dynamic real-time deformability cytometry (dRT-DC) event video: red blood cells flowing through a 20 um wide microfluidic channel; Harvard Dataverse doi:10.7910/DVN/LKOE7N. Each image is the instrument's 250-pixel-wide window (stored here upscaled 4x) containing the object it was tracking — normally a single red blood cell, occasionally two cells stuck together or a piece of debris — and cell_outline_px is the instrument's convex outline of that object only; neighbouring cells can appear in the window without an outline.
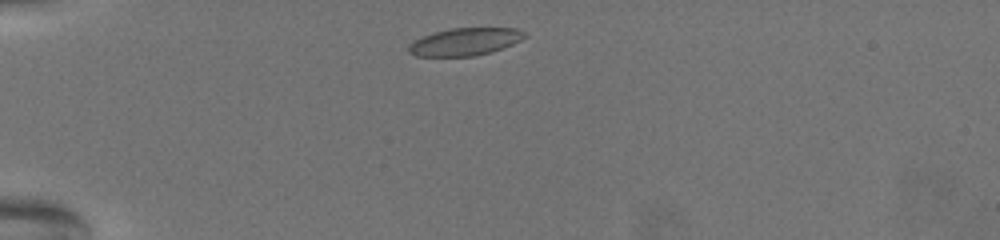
{"species": "common noctule bat (a hibernating species)", "species_latin": "Nyctalus noctula", "temperature_condition": "warm", "stored_images_in_passage": 44, "camera_frame_rate_fps": 3000, "um_per_image_px": 0.085, "animal": {"sex": "female", "body_mass_g": 19.5, "forearm_length_mm": 54.1}, "frame": {"image": 1, "passage_image": 3, "time_ms": 0.667, "image_size_px": [1000, 240], "cell_outline_px": [[528, 36], [512, 44], [492, 52], [476, 56], [416, 56], [408, 52], [408, 44], [424, 36], [436, 32], [452, 28], [516, 28], [524, 32]], "centroid_in_image_um": [39.54, 3.55], "position_along_channel_um": 45.5, "area_um2": 18.5}}
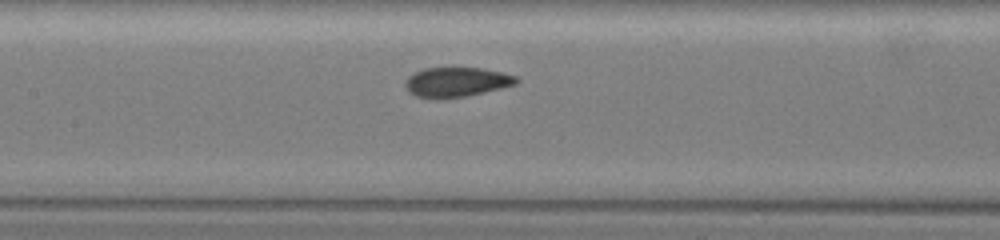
{"frame": {"image": 2, "passage_image": 19, "time_ms": 6.0, "image_size_px": [1000, 240], "cell_outline_px": [[520, 80], [516, 84], [468, 96], [436, 100], [416, 96], [408, 92], [404, 84], [408, 76], [424, 68], [484, 68], [516, 76]], "centroid_in_image_um": [38.77, 6.99], "position_along_channel_um": 168.6, "area_um2": 19.36}}
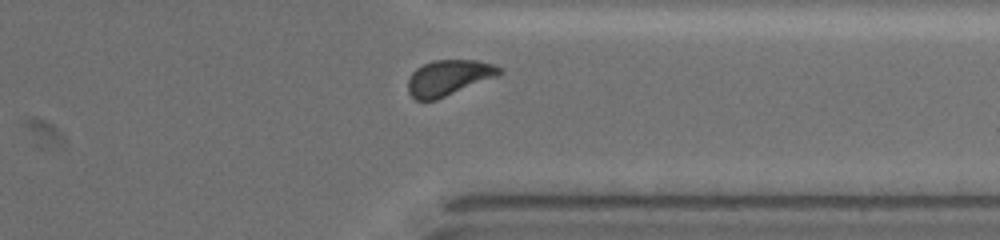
{"frame": {"image": 3, "passage_image": 39, "time_ms": 12.667, "image_size_px": [1000, 240], "cell_outline_px": [[504, 72], [496, 76], [436, 100], [416, 100], [408, 92], [408, 80], [412, 72], [416, 68], [432, 60], [476, 60], [492, 64], [504, 68]], "centroid_in_image_um": [38.13, 6.59], "position_along_channel_um": 373.3, "area_um2": 18.84}, "authors_computed_cell_mechanics": {"area_um2": 19.363, "velocity_mm_per_s": 3.0746, "shape_relaxation_time_tau1_ms": 5.5729, "shape_relaxation_time_tau2_ms": 1.9415, "deformation_change_tau1": 0.1316, "deformation_change_tau2": 0.0634}}